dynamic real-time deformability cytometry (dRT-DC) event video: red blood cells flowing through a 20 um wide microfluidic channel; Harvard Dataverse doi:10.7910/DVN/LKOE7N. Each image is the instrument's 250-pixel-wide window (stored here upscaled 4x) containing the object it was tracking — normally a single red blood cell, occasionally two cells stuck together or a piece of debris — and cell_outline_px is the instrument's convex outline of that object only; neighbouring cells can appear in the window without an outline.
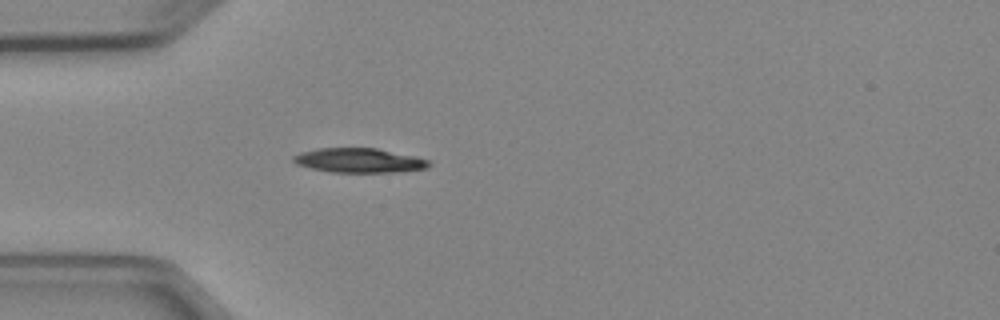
{"species": "Egyptian fruit bat (a non-hibernating species)", "species_latin": "Rousettus aegyptiacus", "temperature_condition": "cold", "stored_images_in_passage": 3, "camera_frame_rate_fps": 3000, "um_per_image_px": 0.085, "animal": {"sex": "female"}, "frame": {"image": 1, "passage_image": 3, "time_ms": 2.333, "image_size_px": [1000, 320], "cell_outline_px": [[432, 164], [428, 168], [396, 172], [332, 172], [312, 168], [296, 164], [292, 160], [292, 156], [300, 152], [320, 148], [376, 148], [416, 156], [432, 160]], "centroid_in_image_um": [30.57, 13.63], "position_along_channel_um": 54.4, "area_um2": 19.42}}